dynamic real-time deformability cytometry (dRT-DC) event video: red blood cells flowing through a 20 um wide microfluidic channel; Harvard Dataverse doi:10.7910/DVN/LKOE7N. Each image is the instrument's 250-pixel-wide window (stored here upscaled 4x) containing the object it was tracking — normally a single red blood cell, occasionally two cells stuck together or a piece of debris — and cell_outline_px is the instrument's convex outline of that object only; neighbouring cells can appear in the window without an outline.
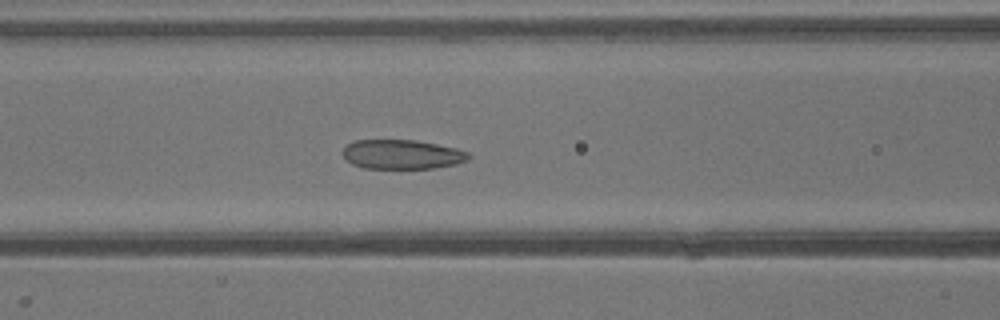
{"species": "common noctule bat (a hibernating species)", "species_latin": "Nyctalus noctula", "temperature_condition": "warm", "stored_images_in_passage": 40, "camera_frame_rate_fps": 3000, "um_per_image_px": 0.085, "animal": {"sex": "male", "body_mass_g": 13.3}, "frame": {"image": 1, "passage_image": 17, "time_ms": 5.333, "image_size_px": [1000, 320], "cell_outline_px": [[472, 156], [468, 160], [456, 164], [436, 168], [364, 168], [352, 164], [344, 156], [344, 148], [348, 144], [356, 140], [416, 140], [456, 148], [468, 152]], "centroid_in_image_um": [34.22, 13.12], "position_along_channel_um": 132.4, "area_um2": 21.44}}
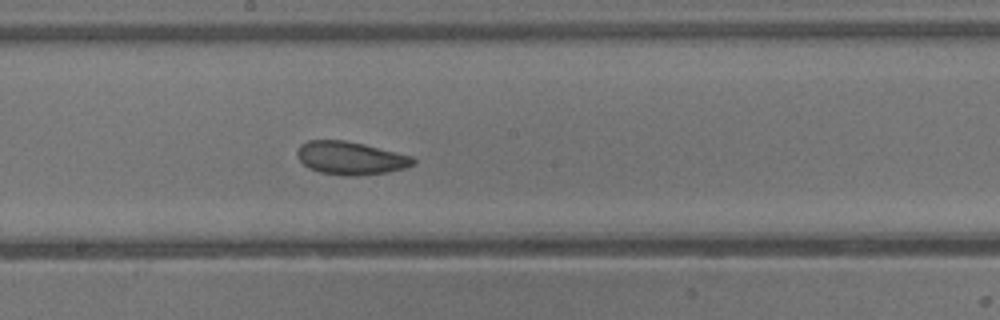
{"frame": {"image": 2, "passage_image": 22, "time_ms": 7.0, "image_size_px": [1000, 320], "cell_outline_px": [[416, 164], [408, 168], [388, 172], [352, 176], [344, 176], [320, 172], [308, 168], [296, 156], [296, 152], [300, 144], [308, 140], [344, 140], [364, 144], [412, 156], [416, 160]], "centroid_in_image_um": [29.81, 13.44], "position_along_channel_um": 218.4, "area_um2": 22.54}}
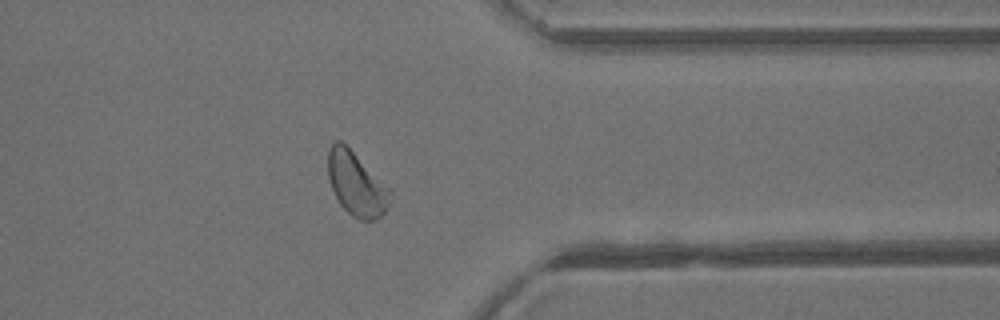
{"frame": {"image": 3, "passage_image": 32, "time_ms": 10.333, "image_size_px": [1000, 320], "cell_outline_px": [[392, 192], [388, 204], [384, 212], [376, 220], [360, 220], [352, 216], [340, 204], [332, 188], [328, 176], [328, 148], [336, 140], [340, 140], [392, 188]], "centroid_in_image_um": [30.31, 15.64], "position_along_channel_um": 381.1, "area_um2": 23.06}}